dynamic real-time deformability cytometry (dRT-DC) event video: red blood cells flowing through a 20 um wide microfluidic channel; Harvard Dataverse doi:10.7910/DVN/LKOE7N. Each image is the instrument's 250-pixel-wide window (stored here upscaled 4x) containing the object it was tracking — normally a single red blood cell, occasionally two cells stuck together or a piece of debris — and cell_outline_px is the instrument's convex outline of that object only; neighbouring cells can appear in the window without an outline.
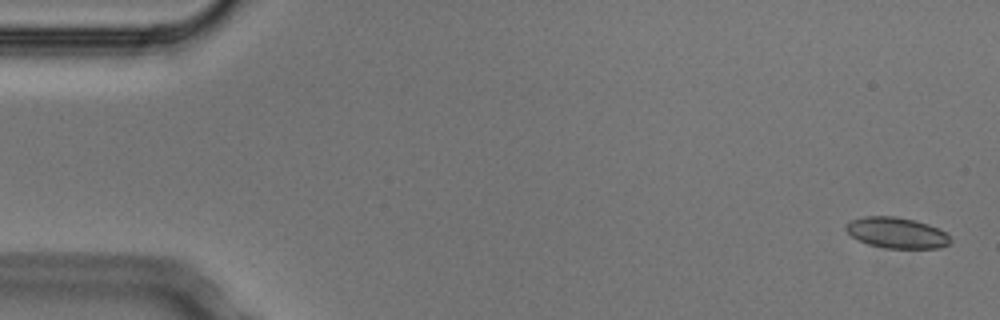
{"species": "Egyptian fruit bat (a non-hibernating species)", "species_latin": "Rousettus aegyptiacus", "temperature_condition": "cold", "stored_images_in_passage": 5, "segment_of_instrument_passage": [2, 2], "camera_frame_rate_fps": 3000, "um_per_image_px": 0.085, "animal": {"sex": "male"}, "frame": {"image": 1, "passage_image": 5, "time_ms": 1.333, "image_size_px": [1000, 320], "cell_outline_px": [[952, 240], [948, 244], [940, 248], [884, 248], [868, 244], [856, 240], [844, 228], [852, 220], [864, 216], [896, 216], [916, 220], [928, 224], [944, 232]], "centroid_in_image_um": [76.2, 19.79], "position_along_channel_um": 8.8, "area_um2": 18.73}}